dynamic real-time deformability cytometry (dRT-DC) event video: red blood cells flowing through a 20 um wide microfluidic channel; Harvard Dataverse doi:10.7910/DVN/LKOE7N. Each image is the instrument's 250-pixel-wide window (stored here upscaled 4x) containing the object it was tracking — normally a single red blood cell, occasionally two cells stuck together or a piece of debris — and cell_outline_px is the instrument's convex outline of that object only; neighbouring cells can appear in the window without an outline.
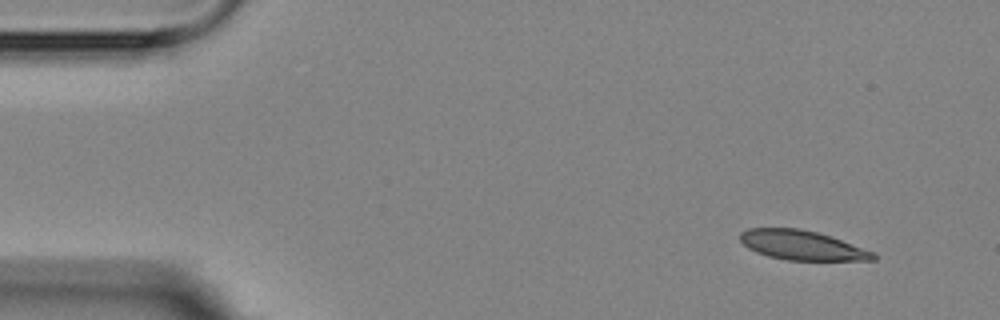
{"species": "Egyptian fruit bat (a non-hibernating species)", "species_latin": "Rousettus aegyptiacus", "temperature_condition": "room temperature", "stored_images_in_passage": 4, "camera_frame_rate_fps": 3000, "um_per_image_px": 0.085, "animal": {"sex": "female"}, "frame": {"image": 1, "passage_image": 1, "time_ms": 0.0, "image_size_px": [1000, 320], "cell_outline_px": [[876, 260], [788, 260], [768, 256], [756, 252], [748, 248], [740, 240], [740, 232], [748, 228], [800, 228], [832, 236], [876, 252]], "centroid_in_image_um": [68.19, 20.84], "position_along_channel_um": 16.8, "area_um2": 23.0}}
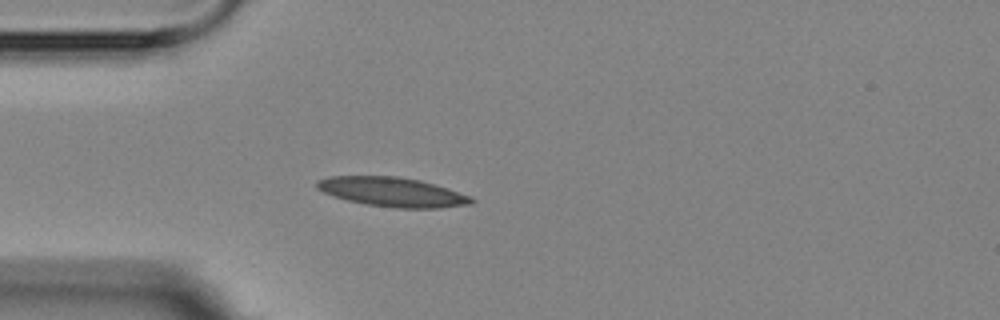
{"frame": {"image": 2, "passage_image": 4, "time_ms": 3.333, "image_size_px": [1000, 320], "cell_outline_px": [[476, 200], [472, 204], [440, 208], [396, 208], [364, 204], [348, 200], [324, 192], [316, 188], [316, 180], [328, 176], [396, 176], [420, 180], [448, 188], [472, 196]], "centroid_in_image_um": [33.38, 16.32], "position_along_channel_um": 51.6, "area_um2": 26.53}}